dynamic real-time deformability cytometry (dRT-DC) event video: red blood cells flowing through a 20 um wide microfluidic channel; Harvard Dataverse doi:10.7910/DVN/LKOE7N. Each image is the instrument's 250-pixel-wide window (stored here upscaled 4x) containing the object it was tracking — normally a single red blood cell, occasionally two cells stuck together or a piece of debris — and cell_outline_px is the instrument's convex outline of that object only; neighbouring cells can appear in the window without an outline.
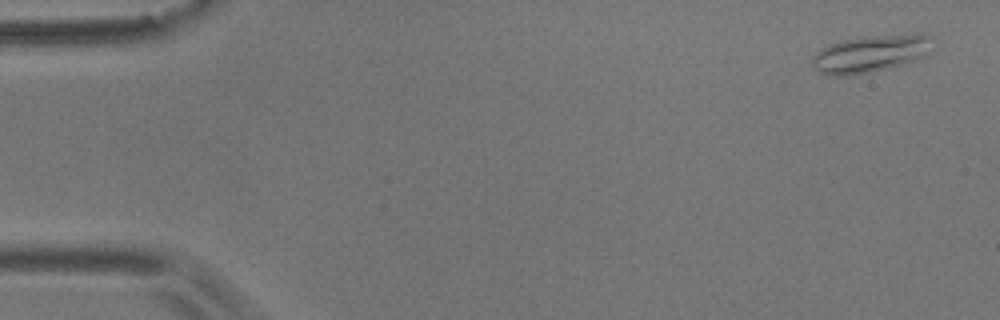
{"species": "common noctule bat (a hibernating species)", "species_latin": "Nyctalus noctula", "temperature_condition": "room temperature", "stored_images_in_passage": 6, "camera_frame_rate_fps": 3000, "um_per_image_px": 0.085, "animal": {"sex": "male", "body_mass_g": 17.9}, "frame": {"image": 1, "passage_image": 1, "time_ms": 0.0, "image_size_px": [1000, 320], "cell_outline_px": [[932, 36], [928, 56], [916, 60], [888, 68], [848, 76], [828, 76], [812, 68], [812, 56], [820, 48], [828, 44], [860, 36], [912, 32], [924, 32]], "centroid_in_image_um": [74.02, 4.53], "position_along_channel_um": 11.0, "area_um2": 26.99}}